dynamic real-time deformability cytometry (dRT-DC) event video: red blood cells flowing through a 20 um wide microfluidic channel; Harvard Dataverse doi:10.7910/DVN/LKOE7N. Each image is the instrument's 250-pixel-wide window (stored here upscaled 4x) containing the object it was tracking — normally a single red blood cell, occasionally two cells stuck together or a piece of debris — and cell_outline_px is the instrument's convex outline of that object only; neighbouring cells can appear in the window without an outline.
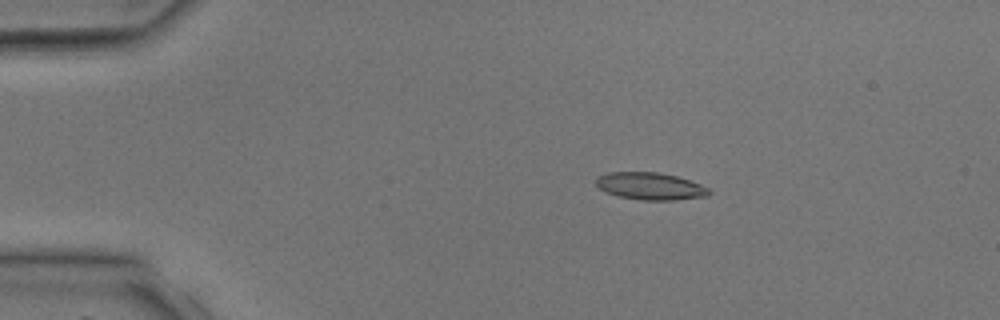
{"species": "common noctule bat (a hibernating species)", "species_latin": "Nyctalus noctula", "temperature_condition": "room temperature", "stored_images_in_passage": 4, "camera_frame_rate_fps": 3000, "um_per_image_px": 0.085, "animal": {"sex": "male", "body_mass_g": 17.9, "forearm_length_mm": 54.2}, "frame": {"image": 1, "passage_image": 2, "time_ms": 1.333, "image_size_px": [1000, 320], "cell_outline_px": [[712, 192], [708, 196], [676, 200], [644, 200], [620, 196], [604, 192], [596, 184], [596, 176], [608, 172], [660, 172], [676, 176], [700, 184], [708, 188]], "centroid_in_image_um": [55.27, 15.82], "position_along_channel_um": 29.7, "area_um2": 17.98}}